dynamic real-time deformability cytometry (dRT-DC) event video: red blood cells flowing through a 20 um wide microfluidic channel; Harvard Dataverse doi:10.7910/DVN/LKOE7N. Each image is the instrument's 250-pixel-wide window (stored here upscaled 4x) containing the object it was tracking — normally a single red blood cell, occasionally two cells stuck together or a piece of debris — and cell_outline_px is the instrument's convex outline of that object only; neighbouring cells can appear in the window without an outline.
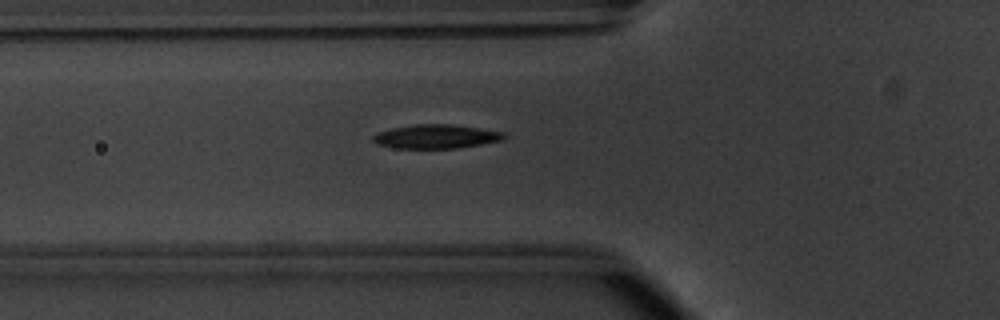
{"species": "common noctule bat (a hibernating species)", "species_latin": "Nyctalus noctula", "temperature_condition": "warm", "stored_images_in_passage": 45, "camera_frame_rate_fps": 3000, "um_per_image_px": 0.085, "animal": {"sex": "male", "body_mass_g": 20.1, "forearm_length_mm": 53.5}, "frame": {"image": 1, "passage_image": 11, "time_ms": 3.333, "image_size_px": [1000, 320], "cell_outline_px": [[504, 140], [456, 148], [396, 148], [380, 144], [372, 140], [372, 136], [376, 132], [392, 128], [412, 124], [452, 124], [504, 132]], "centroid_in_image_um": [37.04, 11.59], "position_along_channel_um": 88.8, "area_um2": 18.15}}
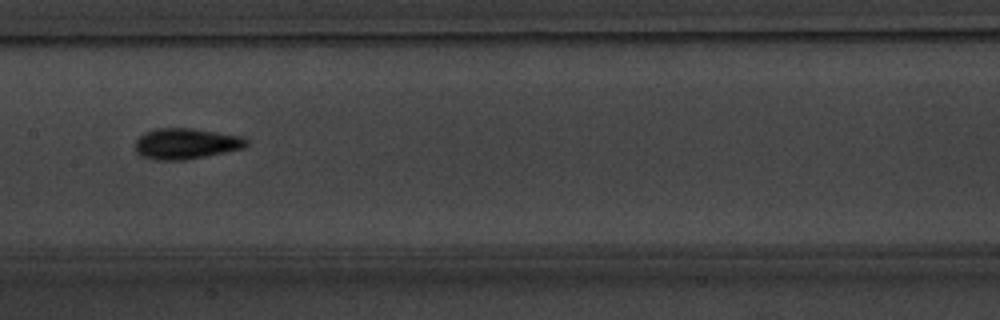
{"frame": {"image": 2, "passage_image": 19, "time_ms": 6.0, "image_size_px": [1000, 320], "cell_outline_px": [[248, 144], [244, 148], [184, 160], [156, 160], [140, 156], [136, 152], [136, 140], [144, 132], [156, 128], [192, 128], [240, 136], [248, 140]], "centroid_in_image_um": [15.77, 12.21], "position_along_channel_um": 191.6, "area_um2": 19.88}}
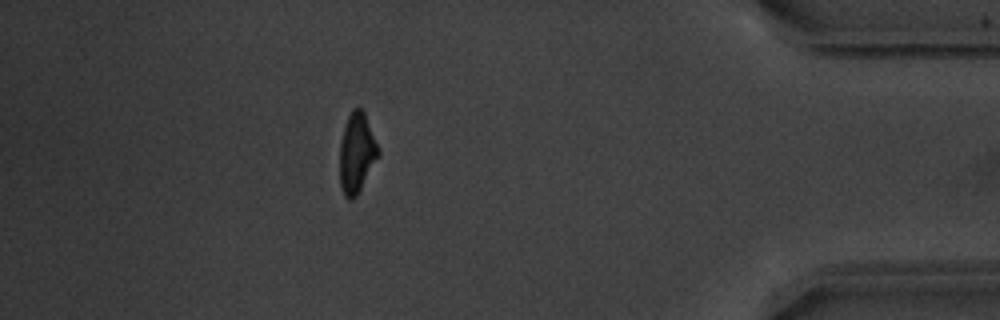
{"frame": {"image": 3, "passage_image": 39, "time_ms": 12.667, "image_size_px": [1000, 320], "cell_outline_px": [[380, 156], [356, 196], [352, 200], [348, 200], [344, 196], [340, 188], [340, 144], [344, 128], [348, 116], [352, 108], [360, 108], [364, 112], [380, 148]], "centroid_in_image_um": [30.34, 13.03], "position_along_channel_um": 404.9, "area_um2": 18.15}, "authors_computed_cell_mechanics": {"area_um2": 18.1492, "velocity_mm_per_s": 3.8195, "shape_relaxation_time_tau1_ms": 2.5922, "shape_relaxation_time_tau2_ms": 2.2403, "deformation_change_tau1": 0.1487, "deformation_change_tau2": 0.087}}